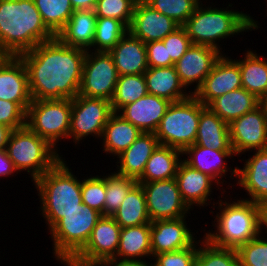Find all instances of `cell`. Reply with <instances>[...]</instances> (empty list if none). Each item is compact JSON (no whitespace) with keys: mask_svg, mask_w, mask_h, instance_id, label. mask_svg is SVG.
Returning a JSON list of instances; mask_svg holds the SVG:
<instances>
[{"mask_svg":"<svg viewBox=\"0 0 267 266\" xmlns=\"http://www.w3.org/2000/svg\"><path fill=\"white\" fill-rule=\"evenodd\" d=\"M65 158L33 182L40 212L50 230L65 214L82 204L81 179L73 174Z\"/></svg>","mask_w":267,"mask_h":266,"instance_id":"5b68a950","label":"cell"},{"mask_svg":"<svg viewBox=\"0 0 267 266\" xmlns=\"http://www.w3.org/2000/svg\"><path fill=\"white\" fill-rule=\"evenodd\" d=\"M201 241L198 239L192 246L181 250L157 254L151 258L154 263L151 262L150 266H194Z\"/></svg>","mask_w":267,"mask_h":266,"instance_id":"7bdbcfd3","label":"cell"},{"mask_svg":"<svg viewBox=\"0 0 267 266\" xmlns=\"http://www.w3.org/2000/svg\"><path fill=\"white\" fill-rule=\"evenodd\" d=\"M121 230V226L112 216L102 215L86 245L71 261L84 266H98L112 260L117 253Z\"/></svg>","mask_w":267,"mask_h":266,"instance_id":"4fadbf2b","label":"cell"},{"mask_svg":"<svg viewBox=\"0 0 267 266\" xmlns=\"http://www.w3.org/2000/svg\"><path fill=\"white\" fill-rule=\"evenodd\" d=\"M54 37L34 0H0V51L5 56H19Z\"/></svg>","mask_w":267,"mask_h":266,"instance_id":"7a4b0ae2","label":"cell"},{"mask_svg":"<svg viewBox=\"0 0 267 266\" xmlns=\"http://www.w3.org/2000/svg\"><path fill=\"white\" fill-rule=\"evenodd\" d=\"M150 229L151 222L122 228L117 253L112 260L150 266V262L145 259L152 257Z\"/></svg>","mask_w":267,"mask_h":266,"instance_id":"cb8c5ba5","label":"cell"},{"mask_svg":"<svg viewBox=\"0 0 267 266\" xmlns=\"http://www.w3.org/2000/svg\"><path fill=\"white\" fill-rule=\"evenodd\" d=\"M167 47L168 57L175 63L177 62L192 45L189 36L183 26H179L172 33L168 34L163 40Z\"/></svg>","mask_w":267,"mask_h":266,"instance_id":"ee69618b","label":"cell"},{"mask_svg":"<svg viewBox=\"0 0 267 266\" xmlns=\"http://www.w3.org/2000/svg\"><path fill=\"white\" fill-rule=\"evenodd\" d=\"M137 183V180L120 175L115 171L108 173V175L106 174L104 215L112 216Z\"/></svg>","mask_w":267,"mask_h":266,"instance_id":"74e56055","label":"cell"},{"mask_svg":"<svg viewBox=\"0 0 267 266\" xmlns=\"http://www.w3.org/2000/svg\"><path fill=\"white\" fill-rule=\"evenodd\" d=\"M229 134L236 156L267 149V114L261 105L233 120Z\"/></svg>","mask_w":267,"mask_h":266,"instance_id":"5bb4252c","label":"cell"},{"mask_svg":"<svg viewBox=\"0 0 267 266\" xmlns=\"http://www.w3.org/2000/svg\"><path fill=\"white\" fill-rule=\"evenodd\" d=\"M223 266H242L236 249L223 248Z\"/></svg>","mask_w":267,"mask_h":266,"instance_id":"681fc988","label":"cell"},{"mask_svg":"<svg viewBox=\"0 0 267 266\" xmlns=\"http://www.w3.org/2000/svg\"><path fill=\"white\" fill-rule=\"evenodd\" d=\"M170 104L167 99L147 94L117 113L142 133H155Z\"/></svg>","mask_w":267,"mask_h":266,"instance_id":"7402d4cb","label":"cell"},{"mask_svg":"<svg viewBox=\"0 0 267 266\" xmlns=\"http://www.w3.org/2000/svg\"><path fill=\"white\" fill-rule=\"evenodd\" d=\"M142 132L117 112H113L104 127L102 147L106 155L118 156L125 151Z\"/></svg>","mask_w":267,"mask_h":266,"instance_id":"f1b7e54d","label":"cell"},{"mask_svg":"<svg viewBox=\"0 0 267 266\" xmlns=\"http://www.w3.org/2000/svg\"><path fill=\"white\" fill-rule=\"evenodd\" d=\"M45 25L55 34L65 26L74 9L70 0H34Z\"/></svg>","mask_w":267,"mask_h":266,"instance_id":"8d00e7d4","label":"cell"},{"mask_svg":"<svg viewBox=\"0 0 267 266\" xmlns=\"http://www.w3.org/2000/svg\"><path fill=\"white\" fill-rule=\"evenodd\" d=\"M198 245L196 263L199 266H223V247L211 244L204 236Z\"/></svg>","mask_w":267,"mask_h":266,"instance_id":"bcb514c9","label":"cell"},{"mask_svg":"<svg viewBox=\"0 0 267 266\" xmlns=\"http://www.w3.org/2000/svg\"><path fill=\"white\" fill-rule=\"evenodd\" d=\"M106 175L86 177L81 180L82 202L104 215Z\"/></svg>","mask_w":267,"mask_h":266,"instance_id":"ab89813d","label":"cell"},{"mask_svg":"<svg viewBox=\"0 0 267 266\" xmlns=\"http://www.w3.org/2000/svg\"><path fill=\"white\" fill-rule=\"evenodd\" d=\"M260 105L264 109V112L267 114V93L260 99Z\"/></svg>","mask_w":267,"mask_h":266,"instance_id":"11a10c76","label":"cell"},{"mask_svg":"<svg viewBox=\"0 0 267 266\" xmlns=\"http://www.w3.org/2000/svg\"><path fill=\"white\" fill-rule=\"evenodd\" d=\"M127 32L128 28L121 21L97 17L95 38L89 51L109 52Z\"/></svg>","mask_w":267,"mask_h":266,"instance_id":"d590c367","label":"cell"},{"mask_svg":"<svg viewBox=\"0 0 267 266\" xmlns=\"http://www.w3.org/2000/svg\"><path fill=\"white\" fill-rule=\"evenodd\" d=\"M5 55L0 51V61L2 60V58L4 57Z\"/></svg>","mask_w":267,"mask_h":266,"instance_id":"680465c9","label":"cell"},{"mask_svg":"<svg viewBox=\"0 0 267 266\" xmlns=\"http://www.w3.org/2000/svg\"><path fill=\"white\" fill-rule=\"evenodd\" d=\"M183 161L190 167L201 171L212 177L219 186H223L226 182L223 178H226L228 171H230V179H234L237 182L238 167L234 169L228 168L227 159L235 157L234 150H213L212 148H206L197 144L186 147L182 151ZM222 181H221V180Z\"/></svg>","mask_w":267,"mask_h":266,"instance_id":"d6986e66","label":"cell"},{"mask_svg":"<svg viewBox=\"0 0 267 266\" xmlns=\"http://www.w3.org/2000/svg\"><path fill=\"white\" fill-rule=\"evenodd\" d=\"M244 167H238L237 185L245 190V200L257 204L267 201V149L252 151Z\"/></svg>","mask_w":267,"mask_h":266,"instance_id":"603a6c76","label":"cell"},{"mask_svg":"<svg viewBox=\"0 0 267 266\" xmlns=\"http://www.w3.org/2000/svg\"><path fill=\"white\" fill-rule=\"evenodd\" d=\"M138 184L142 185L151 222L177 219L191 214L175 178Z\"/></svg>","mask_w":267,"mask_h":266,"instance_id":"7c38bea8","label":"cell"},{"mask_svg":"<svg viewBox=\"0 0 267 266\" xmlns=\"http://www.w3.org/2000/svg\"><path fill=\"white\" fill-rule=\"evenodd\" d=\"M236 251L242 266H267V238L261 234L239 246Z\"/></svg>","mask_w":267,"mask_h":266,"instance_id":"b9f144b4","label":"cell"},{"mask_svg":"<svg viewBox=\"0 0 267 266\" xmlns=\"http://www.w3.org/2000/svg\"><path fill=\"white\" fill-rule=\"evenodd\" d=\"M148 94L145 77L143 74L119 76L111 107L113 112H118L124 106L136 102Z\"/></svg>","mask_w":267,"mask_h":266,"instance_id":"e575fe53","label":"cell"},{"mask_svg":"<svg viewBox=\"0 0 267 266\" xmlns=\"http://www.w3.org/2000/svg\"><path fill=\"white\" fill-rule=\"evenodd\" d=\"M102 213L85 205L64 215L50 230L52 253L60 263L71 260L88 242Z\"/></svg>","mask_w":267,"mask_h":266,"instance_id":"52a82bcc","label":"cell"},{"mask_svg":"<svg viewBox=\"0 0 267 266\" xmlns=\"http://www.w3.org/2000/svg\"><path fill=\"white\" fill-rule=\"evenodd\" d=\"M14 172L18 174V171L9 158L6 149L0 150V178H2V176L5 178H7V176L11 177L15 174Z\"/></svg>","mask_w":267,"mask_h":266,"instance_id":"c3c4849f","label":"cell"},{"mask_svg":"<svg viewBox=\"0 0 267 266\" xmlns=\"http://www.w3.org/2000/svg\"><path fill=\"white\" fill-rule=\"evenodd\" d=\"M98 266H148V265L142 263L116 262L113 260H108L100 263Z\"/></svg>","mask_w":267,"mask_h":266,"instance_id":"db71d44e","label":"cell"},{"mask_svg":"<svg viewBox=\"0 0 267 266\" xmlns=\"http://www.w3.org/2000/svg\"><path fill=\"white\" fill-rule=\"evenodd\" d=\"M111 102L102 98L77 95L72 99L69 138L75 145L88 136L101 139L111 114Z\"/></svg>","mask_w":267,"mask_h":266,"instance_id":"30bf717a","label":"cell"},{"mask_svg":"<svg viewBox=\"0 0 267 266\" xmlns=\"http://www.w3.org/2000/svg\"><path fill=\"white\" fill-rule=\"evenodd\" d=\"M194 144L213 150H233L230 143L229 124L206 107L200 114Z\"/></svg>","mask_w":267,"mask_h":266,"instance_id":"1f68e13d","label":"cell"},{"mask_svg":"<svg viewBox=\"0 0 267 266\" xmlns=\"http://www.w3.org/2000/svg\"><path fill=\"white\" fill-rule=\"evenodd\" d=\"M98 0H70L74 11L94 10Z\"/></svg>","mask_w":267,"mask_h":266,"instance_id":"f907efd6","label":"cell"},{"mask_svg":"<svg viewBox=\"0 0 267 266\" xmlns=\"http://www.w3.org/2000/svg\"><path fill=\"white\" fill-rule=\"evenodd\" d=\"M232 5L229 3L226 8L219 9L212 5L206 6L201 2L182 25L191 43L212 47L223 54V48H220L219 43L221 40L260 28L258 21L247 12L228 9L233 8Z\"/></svg>","mask_w":267,"mask_h":266,"instance_id":"3957f363","label":"cell"},{"mask_svg":"<svg viewBox=\"0 0 267 266\" xmlns=\"http://www.w3.org/2000/svg\"><path fill=\"white\" fill-rule=\"evenodd\" d=\"M119 76L144 74L148 69L146 46L129 31L109 51Z\"/></svg>","mask_w":267,"mask_h":266,"instance_id":"484cf974","label":"cell"},{"mask_svg":"<svg viewBox=\"0 0 267 266\" xmlns=\"http://www.w3.org/2000/svg\"><path fill=\"white\" fill-rule=\"evenodd\" d=\"M185 217L151 222L150 240L152 258L161 253L172 252L192 246L197 238Z\"/></svg>","mask_w":267,"mask_h":266,"instance_id":"2e32d148","label":"cell"},{"mask_svg":"<svg viewBox=\"0 0 267 266\" xmlns=\"http://www.w3.org/2000/svg\"><path fill=\"white\" fill-rule=\"evenodd\" d=\"M95 10H76L56 37L64 44L89 51L95 38Z\"/></svg>","mask_w":267,"mask_h":266,"instance_id":"4316f807","label":"cell"},{"mask_svg":"<svg viewBox=\"0 0 267 266\" xmlns=\"http://www.w3.org/2000/svg\"><path fill=\"white\" fill-rule=\"evenodd\" d=\"M221 56L222 53L217 49L192 44L174 65L180 82L186 89L196 83L191 90L193 94L203 84L205 77Z\"/></svg>","mask_w":267,"mask_h":266,"instance_id":"e0dca14e","label":"cell"},{"mask_svg":"<svg viewBox=\"0 0 267 266\" xmlns=\"http://www.w3.org/2000/svg\"><path fill=\"white\" fill-rule=\"evenodd\" d=\"M175 179L183 201L192 210L194 206H201V209L212 204L214 184L218 187L216 190L219 189L221 192L220 186L212 177L190 167L183 160L178 166Z\"/></svg>","mask_w":267,"mask_h":266,"instance_id":"44dd1931","label":"cell"},{"mask_svg":"<svg viewBox=\"0 0 267 266\" xmlns=\"http://www.w3.org/2000/svg\"><path fill=\"white\" fill-rule=\"evenodd\" d=\"M259 105L260 100L255 95L240 88L216 97L207 107L227 124H230Z\"/></svg>","mask_w":267,"mask_h":266,"instance_id":"f546056e","label":"cell"},{"mask_svg":"<svg viewBox=\"0 0 267 266\" xmlns=\"http://www.w3.org/2000/svg\"><path fill=\"white\" fill-rule=\"evenodd\" d=\"M6 151L18 173L26 171L32 182L63 158V155L60 156V149H55L27 125L11 132Z\"/></svg>","mask_w":267,"mask_h":266,"instance_id":"8992f818","label":"cell"},{"mask_svg":"<svg viewBox=\"0 0 267 266\" xmlns=\"http://www.w3.org/2000/svg\"><path fill=\"white\" fill-rule=\"evenodd\" d=\"M179 26L172 18L142 3L134 6L128 31L144 43H149L163 40Z\"/></svg>","mask_w":267,"mask_h":266,"instance_id":"ffe728a7","label":"cell"},{"mask_svg":"<svg viewBox=\"0 0 267 266\" xmlns=\"http://www.w3.org/2000/svg\"><path fill=\"white\" fill-rule=\"evenodd\" d=\"M244 59H237L241 73L242 88L259 100L267 93V58L258 55L256 50L244 53Z\"/></svg>","mask_w":267,"mask_h":266,"instance_id":"d6a6232c","label":"cell"},{"mask_svg":"<svg viewBox=\"0 0 267 266\" xmlns=\"http://www.w3.org/2000/svg\"><path fill=\"white\" fill-rule=\"evenodd\" d=\"M229 57L226 53L222 54L203 84L193 93L204 106L218 96L242 88L239 64Z\"/></svg>","mask_w":267,"mask_h":266,"instance_id":"9a60e30c","label":"cell"},{"mask_svg":"<svg viewBox=\"0 0 267 266\" xmlns=\"http://www.w3.org/2000/svg\"><path fill=\"white\" fill-rule=\"evenodd\" d=\"M27 112L16 102L0 99V124L18 129L26 125Z\"/></svg>","mask_w":267,"mask_h":266,"instance_id":"f6af8a7d","label":"cell"},{"mask_svg":"<svg viewBox=\"0 0 267 266\" xmlns=\"http://www.w3.org/2000/svg\"><path fill=\"white\" fill-rule=\"evenodd\" d=\"M86 52L54 37L20 54L32 100L74 99L79 93Z\"/></svg>","mask_w":267,"mask_h":266,"instance_id":"6da1fadb","label":"cell"},{"mask_svg":"<svg viewBox=\"0 0 267 266\" xmlns=\"http://www.w3.org/2000/svg\"><path fill=\"white\" fill-rule=\"evenodd\" d=\"M134 6L129 0H98L94 10L97 17L117 19L129 28Z\"/></svg>","mask_w":267,"mask_h":266,"instance_id":"60d3db41","label":"cell"},{"mask_svg":"<svg viewBox=\"0 0 267 266\" xmlns=\"http://www.w3.org/2000/svg\"><path fill=\"white\" fill-rule=\"evenodd\" d=\"M206 107L193 94L172 102L155 132L159 144L181 151L194 145L200 114Z\"/></svg>","mask_w":267,"mask_h":266,"instance_id":"ba28073f","label":"cell"},{"mask_svg":"<svg viewBox=\"0 0 267 266\" xmlns=\"http://www.w3.org/2000/svg\"><path fill=\"white\" fill-rule=\"evenodd\" d=\"M61 264H63L64 266H84V265L77 264L71 260L63 261L61 262Z\"/></svg>","mask_w":267,"mask_h":266,"instance_id":"9f6ffc18","label":"cell"},{"mask_svg":"<svg viewBox=\"0 0 267 266\" xmlns=\"http://www.w3.org/2000/svg\"><path fill=\"white\" fill-rule=\"evenodd\" d=\"M155 133H142L125 151L117 156L116 173L138 180L151 154L159 146Z\"/></svg>","mask_w":267,"mask_h":266,"instance_id":"d4e9b609","label":"cell"},{"mask_svg":"<svg viewBox=\"0 0 267 266\" xmlns=\"http://www.w3.org/2000/svg\"><path fill=\"white\" fill-rule=\"evenodd\" d=\"M0 99L16 102L26 112L32 102L28 72L19 56H4L0 61Z\"/></svg>","mask_w":267,"mask_h":266,"instance_id":"ac0fdd59","label":"cell"},{"mask_svg":"<svg viewBox=\"0 0 267 266\" xmlns=\"http://www.w3.org/2000/svg\"><path fill=\"white\" fill-rule=\"evenodd\" d=\"M130 2H132L134 5H139L142 3H147L148 0H129Z\"/></svg>","mask_w":267,"mask_h":266,"instance_id":"6f0895ef","label":"cell"},{"mask_svg":"<svg viewBox=\"0 0 267 266\" xmlns=\"http://www.w3.org/2000/svg\"><path fill=\"white\" fill-rule=\"evenodd\" d=\"M12 128L0 124V150L6 149Z\"/></svg>","mask_w":267,"mask_h":266,"instance_id":"f5cc1de1","label":"cell"},{"mask_svg":"<svg viewBox=\"0 0 267 266\" xmlns=\"http://www.w3.org/2000/svg\"><path fill=\"white\" fill-rule=\"evenodd\" d=\"M148 94L176 102L188 98L192 93L180 82L175 66L153 67L144 72Z\"/></svg>","mask_w":267,"mask_h":266,"instance_id":"83f0119b","label":"cell"},{"mask_svg":"<svg viewBox=\"0 0 267 266\" xmlns=\"http://www.w3.org/2000/svg\"><path fill=\"white\" fill-rule=\"evenodd\" d=\"M180 149L159 145L148 159L138 183H148L175 178L182 161Z\"/></svg>","mask_w":267,"mask_h":266,"instance_id":"4dcf8cb0","label":"cell"},{"mask_svg":"<svg viewBox=\"0 0 267 266\" xmlns=\"http://www.w3.org/2000/svg\"><path fill=\"white\" fill-rule=\"evenodd\" d=\"M148 68L174 66L162 40L145 43Z\"/></svg>","mask_w":267,"mask_h":266,"instance_id":"7dc6e473","label":"cell"},{"mask_svg":"<svg viewBox=\"0 0 267 266\" xmlns=\"http://www.w3.org/2000/svg\"><path fill=\"white\" fill-rule=\"evenodd\" d=\"M118 78L109 52L87 51L78 95L111 101Z\"/></svg>","mask_w":267,"mask_h":266,"instance_id":"8fae6325","label":"cell"},{"mask_svg":"<svg viewBox=\"0 0 267 266\" xmlns=\"http://www.w3.org/2000/svg\"><path fill=\"white\" fill-rule=\"evenodd\" d=\"M259 206V222H260V234L263 236L262 229H265V233H267V201L261 202L258 204Z\"/></svg>","mask_w":267,"mask_h":266,"instance_id":"816d5d0a","label":"cell"},{"mask_svg":"<svg viewBox=\"0 0 267 266\" xmlns=\"http://www.w3.org/2000/svg\"><path fill=\"white\" fill-rule=\"evenodd\" d=\"M72 99L32 100L26 125L40 138L59 149L60 140L69 139Z\"/></svg>","mask_w":267,"mask_h":266,"instance_id":"9c48e42d","label":"cell"},{"mask_svg":"<svg viewBox=\"0 0 267 266\" xmlns=\"http://www.w3.org/2000/svg\"><path fill=\"white\" fill-rule=\"evenodd\" d=\"M222 198L217 202L213 199L212 209L219 210L212 223L216 230L205 232L204 237L215 246L237 249L260 234L259 206L244 198H231L230 202Z\"/></svg>","mask_w":267,"mask_h":266,"instance_id":"277c9868","label":"cell"},{"mask_svg":"<svg viewBox=\"0 0 267 266\" xmlns=\"http://www.w3.org/2000/svg\"><path fill=\"white\" fill-rule=\"evenodd\" d=\"M121 228L150 223L145 194L141 184H136L126 195L118 210L112 215Z\"/></svg>","mask_w":267,"mask_h":266,"instance_id":"836d02e7","label":"cell"},{"mask_svg":"<svg viewBox=\"0 0 267 266\" xmlns=\"http://www.w3.org/2000/svg\"><path fill=\"white\" fill-rule=\"evenodd\" d=\"M200 0H148L147 4L154 10L172 18L182 26L194 13Z\"/></svg>","mask_w":267,"mask_h":266,"instance_id":"f35d334b","label":"cell"}]
</instances>
